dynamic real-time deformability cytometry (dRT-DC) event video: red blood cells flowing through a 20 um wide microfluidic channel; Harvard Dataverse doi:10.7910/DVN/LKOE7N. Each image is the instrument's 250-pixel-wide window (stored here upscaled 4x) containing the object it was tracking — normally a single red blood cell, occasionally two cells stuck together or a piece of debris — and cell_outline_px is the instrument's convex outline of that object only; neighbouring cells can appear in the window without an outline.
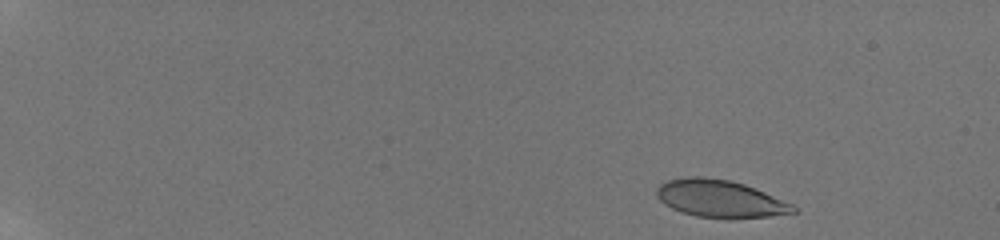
{"species": "human", "species_latin": "Homo sapiens", "temperature_condition": "room temperature", "stored_images_in_passage": 48, "camera_frame_rate_fps": 3000, "um_per_image_px": 0.085, "donor": {"sex": "male"}, "frame": {"image": 1, "passage_image": 2, "time_ms": 0.333, "image_size_px": [1000, 240], "cell_outline_px": [[796, 212], [768, 216], [732, 220], [696, 216], [680, 212], [664, 204], [656, 196], [656, 188], [660, 184], [668, 180], [688, 176], [704, 176], [728, 180], [744, 184], [764, 192], [792, 204], [796, 208]], "centroid_in_image_um": [61.17, 16.9], "position_along_channel_um": 23.8, "area_um2": 30.0}}
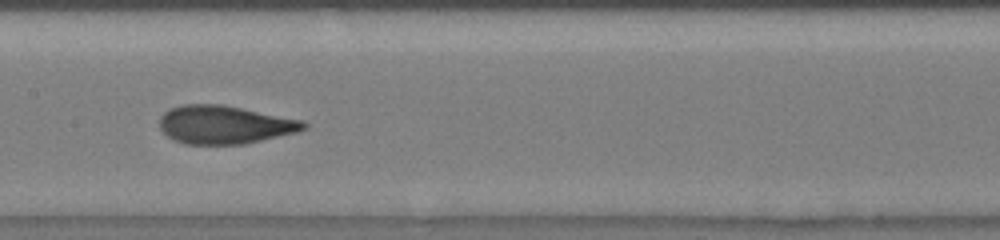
{"frame": {"image": 2, "passage_image": 23, "time_ms": 8.667, "image_size_px": [1000, 240], "cell_outline_px": [[308, 128], [296, 132], [244, 144], [184, 144], [168, 136], [160, 128], [160, 116], [168, 108], [184, 104], [224, 104], [304, 120], [308, 124]], "centroid_in_image_um": [19.11, 10.58], "position_along_channel_um": 188.3, "area_um2": 32.31}}
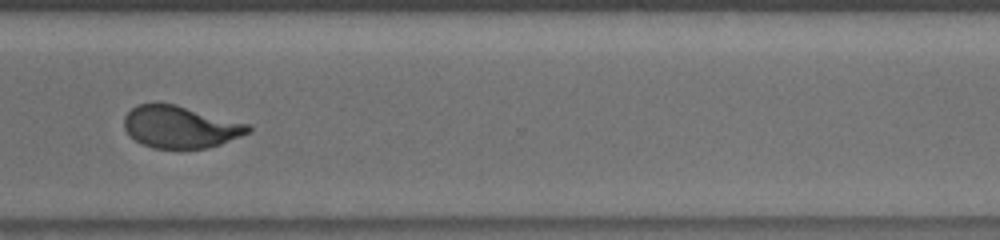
{"frame": {"image": 3, "passage_image": 34, "time_ms": 13.0, "image_size_px": [1000, 240], "cell_outline_px": [[252, 128], [248, 132], [240, 136], [220, 144], [208, 148], [152, 148], [140, 144], [124, 128], [124, 116], [136, 104], [176, 104], [248, 124]], "centroid_in_image_um": [15.3, 10.79], "position_along_channel_um": 355.3, "area_um2": 30.11}, "authors_computed_cell_mechanics": {"area_um2": 31.0386, "velocity_mm_per_s": 3.8537, "shape_relaxation_time_tau1_ms": 5.5118, "shape_relaxation_time_tau2_ms": 0.7457, "deformation_change_tau1": 0.2244, "deformation_change_tau2": 0.0633}}